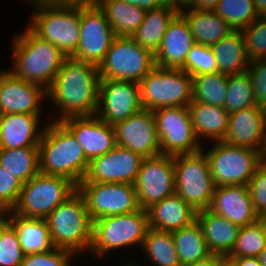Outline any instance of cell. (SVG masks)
I'll return each mask as SVG.
<instances>
[{
    "mask_svg": "<svg viewBox=\"0 0 266 266\" xmlns=\"http://www.w3.org/2000/svg\"><path fill=\"white\" fill-rule=\"evenodd\" d=\"M100 81L98 66L67 57L47 90L52 105L47 120L96 115Z\"/></svg>",
    "mask_w": 266,
    "mask_h": 266,
    "instance_id": "6da1fadb",
    "label": "cell"
},
{
    "mask_svg": "<svg viewBox=\"0 0 266 266\" xmlns=\"http://www.w3.org/2000/svg\"><path fill=\"white\" fill-rule=\"evenodd\" d=\"M26 24L37 36L58 47L66 57L76 53L80 37V0H26Z\"/></svg>",
    "mask_w": 266,
    "mask_h": 266,
    "instance_id": "7a4b0ae2",
    "label": "cell"
},
{
    "mask_svg": "<svg viewBox=\"0 0 266 266\" xmlns=\"http://www.w3.org/2000/svg\"><path fill=\"white\" fill-rule=\"evenodd\" d=\"M22 31H17L11 39L12 68L9 70L16 77L48 90L67 57L58 47L37 36L28 26Z\"/></svg>",
    "mask_w": 266,
    "mask_h": 266,
    "instance_id": "3957f363",
    "label": "cell"
},
{
    "mask_svg": "<svg viewBox=\"0 0 266 266\" xmlns=\"http://www.w3.org/2000/svg\"><path fill=\"white\" fill-rule=\"evenodd\" d=\"M38 150L41 173L66 177L77 186L84 180L90 161L73 134L60 121L47 123Z\"/></svg>",
    "mask_w": 266,
    "mask_h": 266,
    "instance_id": "277c9868",
    "label": "cell"
},
{
    "mask_svg": "<svg viewBox=\"0 0 266 266\" xmlns=\"http://www.w3.org/2000/svg\"><path fill=\"white\" fill-rule=\"evenodd\" d=\"M46 221L55 248L68 250L76 258L81 257L82 253L89 255L93 221L88 213L86 200L78 190L59 204Z\"/></svg>",
    "mask_w": 266,
    "mask_h": 266,
    "instance_id": "5b68a950",
    "label": "cell"
},
{
    "mask_svg": "<svg viewBox=\"0 0 266 266\" xmlns=\"http://www.w3.org/2000/svg\"><path fill=\"white\" fill-rule=\"evenodd\" d=\"M148 229V213L141 208L127 214L99 218L93 221L90 257L106 259L115 250L126 251L129 248L133 251L137 246L134 252H139Z\"/></svg>",
    "mask_w": 266,
    "mask_h": 266,
    "instance_id": "8992f818",
    "label": "cell"
},
{
    "mask_svg": "<svg viewBox=\"0 0 266 266\" xmlns=\"http://www.w3.org/2000/svg\"><path fill=\"white\" fill-rule=\"evenodd\" d=\"M211 148L202 147L208 158L215 186L246 185L257 167L266 158L260 151L231 145L224 141L210 142ZM207 149V150H206Z\"/></svg>",
    "mask_w": 266,
    "mask_h": 266,
    "instance_id": "52a82bcc",
    "label": "cell"
},
{
    "mask_svg": "<svg viewBox=\"0 0 266 266\" xmlns=\"http://www.w3.org/2000/svg\"><path fill=\"white\" fill-rule=\"evenodd\" d=\"M78 190L70 179L39 172L23 184L12 212L25 218L46 219Z\"/></svg>",
    "mask_w": 266,
    "mask_h": 266,
    "instance_id": "ba28073f",
    "label": "cell"
},
{
    "mask_svg": "<svg viewBox=\"0 0 266 266\" xmlns=\"http://www.w3.org/2000/svg\"><path fill=\"white\" fill-rule=\"evenodd\" d=\"M139 87L143 109L188 106L192 101V76L182 69L155 66Z\"/></svg>",
    "mask_w": 266,
    "mask_h": 266,
    "instance_id": "9c48e42d",
    "label": "cell"
},
{
    "mask_svg": "<svg viewBox=\"0 0 266 266\" xmlns=\"http://www.w3.org/2000/svg\"><path fill=\"white\" fill-rule=\"evenodd\" d=\"M173 162L175 192L196 211L208 209L216 186L205 153L176 155Z\"/></svg>",
    "mask_w": 266,
    "mask_h": 266,
    "instance_id": "30bf717a",
    "label": "cell"
},
{
    "mask_svg": "<svg viewBox=\"0 0 266 266\" xmlns=\"http://www.w3.org/2000/svg\"><path fill=\"white\" fill-rule=\"evenodd\" d=\"M99 67L100 79L139 83L154 67V54L131 37H115Z\"/></svg>",
    "mask_w": 266,
    "mask_h": 266,
    "instance_id": "8fae6325",
    "label": "cell"
},
{
    "mask_svg": "<svg viewBox=\"0 0 266 266\" xmlns=\"http://www.w3.org/2000/svg\"><path fill=\"white\" fill-rule=\"evenodd\" d=\"M115 37L98 4L94 0H80V37L72 58L99 66Z\"/></svg>",
    "mask_w": 266,
    "mask_h": 266,
    "instance_id": "7c38bea8",
    "label": "cell"
},
{
    "mask_svg": "<svg viewBox=\"0 0 266 266\" xmlns=\"http://www.w3.org/2000/svg\"><path fill=\"white\" fill-rule=\"evenodd\" d=\"M161 154L168 156L194 154L202 150L191 121L188 106L153 110Z\"/></svg>",
    "mask_w": 266,
    "mask_h": 266,
    "instance_id": "4fadbf2b",
    "label": "cell"
},
{
    "mask_svg": "<svg viewBox=\"0 0 266 266\" xmlns=\"http://www.w3.org/2000/svg\"><path fill=\"white\" fill-rule=\"evenodd\" d=\"M78 191L86 200L92 221L139 209L136 191L132 184L80 182Z\"/></svg>",
    "mask_w": 266,
    "mask_h": 266,
    "instance_id": "5bb4252c",
    "label": "cell"
},
{
    "mask_svg": "<svg viewBox=\"0 0 266 266\" xmlns=\"http://www.w3.org/2000/svg\"><path fill=\"white\" fill-rule=\"evenodd\" d=\"M133 186L139 208L152 205L175 193L173 156L160 154L143 158Z\"/></svg>",
    "mask_w": 266,
    "mask_h": 266,
    "instance_id": "9a60e30c",
    "label": "cell"
},
{
    "mask_svg": "<svg viewBox=\"0 0 266 266\" xmlns=\"http://www.w3.org/2000/svg\"><path fill=\"white\" fill-rule=\"evenodd\" d=\"M142 109L139 83L101 79L96 115L104 122L114 126Z\"/></svg>",
    "mask_w": 266,
    "mask_h": 266,
    "instance_id": "2e32d148",
    "label": "cell"
},
{
    "mask_svg": "<svg viewBox=\"0 0 266 266\" xmlns=\"http://www.w3.org/2000/svg\"><path fill=\"white\" fill-rule=\"evenodd\" d=\"M116 145L140 154L143 158L161 154L153 111L142 109L114 125Z\"/></svg>",
    "mask_w": 266,
    "mask_h": 266,
    "instance_id": "e0dca14e",
    "label": "cell"
},
{
    "mask_svg": "<svg viewBox=\"0 0 266 266\" xmlns=\"http://www.w3.org/2000/svg\"><path fill=\"white\" fill-rule=\"evenodd\" d=\"M142 160L140 154L116 145L106 154L89 162L86 176L81 182L133 185Z\"/></svg>",
    "mask_w": 266,
    "mask_h": 266,
    "instance_id": "ac0fdd59",
    "label": "cell"
},
{
    "mask_svg": "<svg viewBox=\"0 0 266 266\" xmlns=\"http://www.w3.org/2000/svg\"><path fill=\"white\" fill-rule=\"evenodd\" d=\"M43 102H47V90L42 86L20 79L10 70L4 75L0 84V115H41Z\"/></svg>",
    "mask_w": 266,
    "mask_h": 266,
    "instance_id": "d6986e66",
    "label": "cell"
},
{
    "mask_svg": "<svg viewBox=\"0 0 266 266\" xmlns=\"http://www.w3.org/2000/svg\"><path fill=\"white\" fill-rule=\"evenodd\" d=\"M60 122L73 134L89 161L106 154L116 146L114 126L97 115L72 116Z\"/></svg>",
    "mask_w": 266,
    "mask_h": 266,
    "instance_id": "ffe728a7",
    "label": "cell"
},
{
    "mask_svg": "<svg viewBox=\"0 0 266 266\" xmlns=\"http://www.w3.org/2000/svg\"><path fill=\"white\" fill-rule=\"evenodd\" d=\"M223 141L252 148L266 157V122L263 107L256 105L230 113L228 130Z\"/></svg>",
    "mask_w": 266,
    "mask_h": 266,
    "instance_id": "44dd1931",
    "label": "cell"
},
{
    "mask_svg": "<svg viewBox=\"0 0 266 266\" xmlns=\"http://www.w3.org/2000/svg\"><path fill=\"white\" fill-rule=\"evenodd\" d=\"M208 210L239 227L252 224L260 218L253 208L246 185L216 186Z\"/></svg>",
    "mask_w": 266,
    "mask_h": 266,
    "instance_id": "7402d4cb",
    "label": "cell"
},
{
    "mask_svg": "<svg viewBox=\"0 0 266 266\" xmlns=\"http://www.w3.org/2000/svg\"><path fill=\"white\" fill-rule=\"evenodd\" d=\"M42 117L23 113L1 114L0 149L38 147L43 131L49 122L44 120V125H42Z\"/></svg>",
    "mask_w": 266,
    "mask_h": 266,
    "instance_id": "603a6c76",
    "label": "cell"
},
{
    "mask_svg": "<svg viewBox=\"0 0 266 266\" xmlns=\"http://www.w3.org/2000/svg\"><path fill=\"white\" fill-rule=\"evenodd\" d=\"M194 44L188 22L178 13L168 24L161 45L154 55L155 66L180 69Z\"/></svg>",
    "mask_w": 266,
    "mask_h": 266,
    "instance_id": "cb8c5ba5",
    "label": "cell"
},
{
    "mask_svg": "<svg viewBox=\"0 0 266 266\" xmlns=\"http://www.w3.org/2000/svg\"><path fill=\"white\" fill-rule=\"evenodd\" d=\"M149 228L173 232L196 221L197 211L176 192L147 210Z\"/></svg>",
    "mask_w": 266,
    "mask_h": 266,
    "instance_id": "d4e9b609",
    "label": "cell"
},
{
    "mask_svg": "<svg viewBox=\"0 0 266 266\" xmlns=\"http://www.w3.org/2000/svg\"><path fill=\"white\" fill-rule=\"evenodd\" d=\"M196 220L210 253L225 259L235 245L240 227L208 209L197 211Z\"/></svg>",
    "mask_w": 266,
    "mask_h": 266,
    "instance_id": "484cf974",
    "label": "cell"
},
{
    "mask_svg": "<svg viewBox=\"0 0 266 266\" xmlns=\"http://www.w3.org/2000/svg\"><path fill=\"white\" fill-rule=\"evenodd\" d=\"M188 108L194 132L201 144L224 140L229 122V113L224 107L192 100Z\"/></svg>",
    "mask_w": 266,
    "mask_h": 266,
    "instance_id": "4316f807",
    "label": "cell"
},
{
    "mask_svg": "<svg viewBox=\"0 0 266 266\" xmlns=\"http://www.w3.org/2000/svg\"><path fill=\"white\" fill-rule=\"evenodd\" d=\"M188 22L195 43L212 46L234 31L215 11L186 8L179 12Z\"/></svg>",
    "mask_w": 266,
    "mask_h": 266,
    "instance_id": "83f0119b",
    "label": "cell"
},
{
    "mask_svg": "<svg viewBox=\"0 0 266 266\" xmlns=\"http://www.w3.org/2000/svg\"><path fill=\"white\" fill-rule=\"evenodd\" d=\"M5 218L13 225L24 255L44 253L54 248L46 219L25 218L10 212Z\"/></svg>",
    "mask_w": 266,
    "mask_h": 266,
    "instance_id": "f1b7e54d",
    "label": "cell"
},
{
    "mask_svg": "<svg viewBox=\"0 0 266 266\" xmlns=\"http://www.w3.org/2000/svg\"><path fill=\"white\" fill-rule=\"evenodd\" d=\"M179 12L170 6L146 10L143 23L131 38L152 54L158 51L168 24Z\"/></svg>",
    "mask_w": 266,
    "mask_h": 266,
    "instance_id": "f546056e",
    "label": "cell"
},
{
    "mask_svg": "<svg viewBox=\"0 0 266 266\" xmlns=\"http://www.w3.org/2000/svg\"><path fill=\"white\" fill-rule=\"evenodd\" d=\"M211 49L216 58L218 72L233 75L247 71L250 60L246 54L242 31H232L213 44Z\"/></svg>",
    "mask_w": 266,
    "mask_h": 266,
    "instance_id": "4dcf8cb0",
    "label": "cell"
},
{
    "mask_svg": "<svg viewBox=\"0 0 266 266\" xmlns=\"http://www.w3.org/2000/svg\"><path fill=\"white\" fill-rule=\"evenodd\" d=\"M106 15L116 37H131L143 23L146 10L124 0H94Z\"/></svg>",
    "mask_w": 266,
    "mask_h": 266,
    "instance_id": "1f68e13d",
    "label": "cell"
},
{
    "mask_svg": "<svg viewBox=\"0 0 266 266\" xmlns=\"http://www.w3.org/2000/svg\"><path fill=\"white\" fill-rule=\"evenodd\" d=\"M142 250V251H141ZM140 252L148 259L146 265L129 259L137 266H181L171 232L159 231L149 228L143 239Z\"/></svg>",
    "mask_w": 266,
    "mask_h": 266,
    "instance_id": "d6a6232c",
    "label": "cell"
},
{
    "mask_svg": "<svg viewBox=\"0 0 266 266\" xmlns=\"http://www.w3.org/2000/svg\"><path fill=\"white\" fill-rule=\"evenodd\" d=\"M171 233L181 266L195 263L211 255L197 220Z\"/></svg>",
    "mask_w": 266,
    "mask_h": 266,
    "instance_id": "836d02e7",
    "label": "cell"
},
{
    "mask_svg": "<svg viewBox=\"0 0 266 266\" xmlns=\"http://www.w3.org/2000/svg\"><path fill=\"white\" fill-rule=\"evenodd\" d=\"M0 166L26 183L40 172L38 147L0 149Z\"/></svg>",
    "mask_w": 266,
    "mask_h": 266,
    "instance_id": "e575fe53",
    "label": "cell"
},
{
    "mask_svg": "<svg viewBox=\"0 0 266 266\" xmlns=\"http://www.w3.org/2000/svg\"><path fill=\"white\" fill-rule=\"evenodd\" d=\"M228 75L220 72L192 76V100L217 107H224Z\"/></svg>",
    "mask_w": 266,
    "mask_h": 266,
    "instance_id": "d590c367",
    "label": "cell"
},
{
    "mask_svg": "<svg viewBox=\"0 0 266 266\" xmlns=\"http://www.w3.org/2000/svg\"><path fill=\"white\" fill-rule=\"evenodd\" d=\"M266 245V218L240 227L238 237L231 253L226 258L260 256Z\"/></svg>",
    "mask_w": 266,
    "mask_h": 266,
    "instance_id": "8d00e7d4",
    "label": "cell"
},
{
    "mask_svg": "<svg viewBox=\"0 0 266 266\" xmlns=\"http://www.w3.org/2000/svg\"><path fill=\"white\" fill-rule=\"evenodd\" d=\"M256 106L253 86L247 71L228 75L227 93L224 108L228 113Z\"/></svg>",
    "mask_w": 266,
    "mask_h": 266,
    "instance_id": "74e56055",
    "label": "cell"
},
{
    "mask_svg": "<svg viewBox=\"0 0 266 266\" xmlns=\"http://www.w3.org/2000/svg\"><path fill=\"white\" fill-rule=\"evenodd\" d=\"M214 11L234 31L244 30L259 17L253 0H220Z\"/></svg>",
    "mask_w": 266,
    "mask_h": 266,
    "instance_id": "f35d334b",
    "label": "cell"
},
{
    "mask_svg": "<svg viewBox=\"0 0 266 266\" xmlns=\"http://www.w3.org/2000/svg\"><path fill=\"white\" fill-rule=\"evenodd\" d=\"M23 259L16 229L4 218L0 223V266H21Z\"/></svg>",
    "mask_w": 266,
    "mask_h": 266,
    "instance_id": "ab89813d",
    "label": "cell"
},
{
    "mask_svg": "<svg viewBox=\"0 0 266 266\" xmlns=\"http://www.w3.org/2000/svg\"><path fill=\"white\" fill-rule=\"evenodd\" d=\"M191 76L218 72V65L210 46L195 43L190 49L184 65L180 68Z\"/></svg>",
    "mask_w": 266,
    "mask_h": 266,
    "instance_id": "60d3db41",
    "label": "cell"
},
{
    "mask_svg": "<svg viewBox=\"0 0 266 266\" xmlns=\"http://www.w3.org/2000/svg\"><path fill=\"white\" fill-rule=\"evenodd\" d=\"M242 35L249 60L266 59V20L258 17L242 30Z\"/></svg>",
    "mask_w": 266,
    "mask_h": 266,
    "instance_id": "b9f144b4",
    "label": "cell"
},
{
    "mask_svg": "<svg viewBox=\"0 0 266 266\" xmlns=\"http://www.w3.org/2000/svg\"><path fill=\"white\" fill-rule=\"evenodd\" d=\"M23 182L0 166V211L12 212L23 187Z\"/></svg>",
    "mask_w": 266,
    "mask_h": 266,
    "instance_id": "7bdbcfd3",
    "label": "cell"
},
{
    "mask_svg": "<svg viewBox=\"0 0 266 266\" xmlns=\"http://www.w3.org/2000/svg\"><path fill=\"white\" fill-rule=\"evenodd\" d=\"M75 257L68 250L54 247L44 253L24 255L21 266H73L75 259H77Z\"/></svg>",
    "mask_w": 266,
    "mask_h": 266,
    "instance_id": "ee69618b",
    "label": "cell"
},
{
    "mask_svg": "<svg viewBox=\"0 0 266 266\" xmlns=\"http://www.w3.org/2000/svg\"><path fill=\"white\" fill-rule=\"evenodd\" d=\"M248 188L255 212L260 218H266V158L257 167Z\"/></svg>",
    "mask_w": 266,
    "mask_h": 266,
    "instance_id": "f6af8a7d",
    "label": "cell"
},
{
    "mask_svg": "<svg viewBox=\"0 0 266 266\" xmlns=\"http://www.w3.org/2000/svg\"><path fill=\"white\" fill-rule=\"evenodd\" d=\"M247 72L252 81L255 103L263 107L266 105V59L250 61Z\"/></svg>",
    "mask_w": 266,
    "mask_h": 266,
    "instance_id": "bcb514c9",
    "label": "cell"
},
{
    "mask_svg": "<svg viewBox=\"0 0 266 266\" xmlns=\"http://www.w3.org/2000/svg\"><path fill=\"white\" fill-rule=\"evenodd\" d=\"M225 263L228 266H261L259 258L255 257L225 258Z\"/></svg>",
    "mask_w": 266,
    "mask_h": 266,
    "instance_id": "7dc6e473",
    "label": "cell"
},
{
    "mask_svg": "<svg viewBox=\"0 0 266 266\" xmlns=\"http://www.w3.org/2000/svg\"><path fill=\"white\" fill-rule=\"evenodd\" d=\"M225 259L219 255L211 254L209 257L185 266H222Z\"/></svg>",
    "mask_w": 266,
    "mask_h": 266,
    "instance_id": "c3c4849f",
    "label": "cell"
},
{
    "mask_svg": "<svg viewBox=\"0 0 266 266\" xmlns=\"http://www.w3.org/2000/svg\"><path fill=\"white\" fill-rule=\"evenodd\" d=\"M124 1L130 3L133 6H139L140 8H143L145 10L156 9L161 6H164L161 0H124Z\"/></svg>",
    "mask_w": 266,
    "mask_h": 266,
    "instance_id": "681fc988",
    "label": "cell"
},
{
    "mask_svg": "<svg viewBox=\"0 0 266 266\" xmlns=\"http://www.w3.org/2000/svg\"><path fill=\"white\" fill-rule=\"evenodd\" d=\"M220 0H194L189 8H194L197 10H208L214 11Z\"/></svg>",
    "mask_w": 266,
    "mask_h": 266,
    "instance_id": "f907efd6",
    "label": "cell"
},
{
    "mask_svg": "<svg viewBox=\"0 0 266 266\" xmlns=\"http://www.w3.org/2000/svg\"><path fill=\"white\" fill-rule=\"evenodd\" d=\"M164 6L175 8L178 12L190 7L194 0H161Z\"/></svg>",
    "mask_w": 266,
    "mask_h": 266,
    "instance_id": "816d5d0a",
    "label": "cell"
},
{
    "mask_svg": "<svg viewBox=\"0 0 266 266\" xmlns=\"http://www.w3.org/2000/svg\"><path fill=\"white\" fill-rule=\"evenodd\" d=\"M256 12L259 17L266 13V0H253Z\"/></svg>",
    "mask_w": 266,
    "mask_h": 266,
    "instance_id": "f5cc1de1",
    "label": "cell"
},
{
    "mask_svg": "<svg viewBox=\"0 0 266 266\" xmlns=\"http://www.w3.org/2000/svg\"><path fill=\"white\" fill-rule=\"evenodd\" d=\"M258 258L260 260L261 266H266V245Z\"/></svg>",
    "mask_w": 266,
    "mask_h": 266,
    "instance_id": "db71d44e",
    "label": "cell"
},
{
    "mask_svg": "<svg viewBox=\"0 0 266 266\" xmlns=\"http://www.w3.org/2000/svg\"><path fill=\"white\" fill-rule=\"evenodd\" d=\"M8 71H9V68H8V69L5 68V70H3V68H2V70H0V84H1V82H2V79H3L4 75H5Z\"/></svg>",
    "mask_w": 266,
    "mask_h": 266,
    "instance_id": "11a10c76",
    "label": "cell"
},
{
    "mask_svg": "<svg viewBox=\"0 0 266 266\" xmlns=\"http://www.w3.org/2000/svg\"><path fill=\"white\" fill-rule=\"evenodd\" d=\"M123 261H126V262H123V264H121V266H137L133 262H127V260H123Z\"/></svg>",
    "mask_w": 266,
    "mask_h": 266,
    "instance_id": "9f6ffc18",
    "label": "cell"
},
{
    "mask_svg": "<svg viewBox=\"0 0 266 266\" xmlns=\"http://www.w3.org/2000/svg\"><path fill=\"white\" fill-rule=\"evenodd\" d=\"M4 218L5 214L0 211V223L3 221Z\"/></svg>",
    "mask_w": 266,
    "mask_h": 266,
    "instance_id": "6f0895ef",
    "label": "cell"
},
{
    "mask_svg": "<svg viewBox=\"0 0 266 266\" xmlns=\"http://www.w3.org/2000/svg\"><path fill=\"white\" fill-rule=\"evenodd\" d=\"M264 116H265V122H266V105L263 106Z\"/></svg>",
    "mask_w": 266,
    "mask_h": 266,
    "instance_id": "680465c9",
    "label": "cell"
},
{
    "mask_svg": "<svg viewBox=\"0 0 266 266\" xmlns=\"http://www.w3.org/2000/svg\"><path fill=\"white\" fill-rule=\"evenodd\" d=\"M264 20H266V13L261 16Z\"/></svg>",
    "mask_w": 266,
    "mask_h": 266,
    "instance_id": "91938a15",
    "label": "cell"
}]
</instances>
